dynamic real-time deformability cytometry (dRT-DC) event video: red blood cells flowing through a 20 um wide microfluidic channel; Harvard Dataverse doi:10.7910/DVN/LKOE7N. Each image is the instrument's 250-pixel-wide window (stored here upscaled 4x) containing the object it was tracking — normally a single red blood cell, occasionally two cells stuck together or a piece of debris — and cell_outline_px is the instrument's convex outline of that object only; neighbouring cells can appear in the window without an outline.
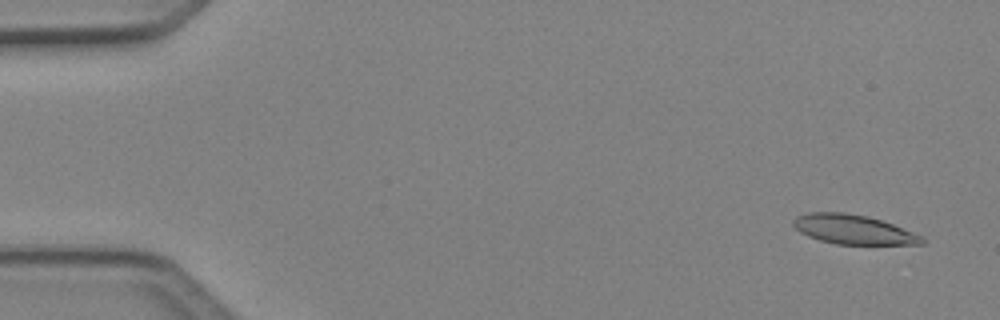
{"species": "Egyptian fruit bat (a non-hibernating species)", "species_latin": "Rousettus aegyptiacus", "temperature_condition": "cold", "stored_images_in_passage": 5, "camera_frame_rate_fps": 3000, "um_per_image_px": 0.085, "animal": {"sex": "female"}, "frame": {"image": 1, "passage_image": 1, "time_ms": 0.0, "image_size_px": [1000, 320], "cell_outline_px": [[928, 240], [924, 244], [836, 244], [820, 240], [808, 236], [800, 232], [792, 224], [792, 220], [796, 216], [808, 212], [844, 212], [868, 216], [892, 224], [924, 236]], "centroid_in_image_um": [72.54, 19.5], "position_along_channel_um": 12.5, "area_um2": 22.14}}
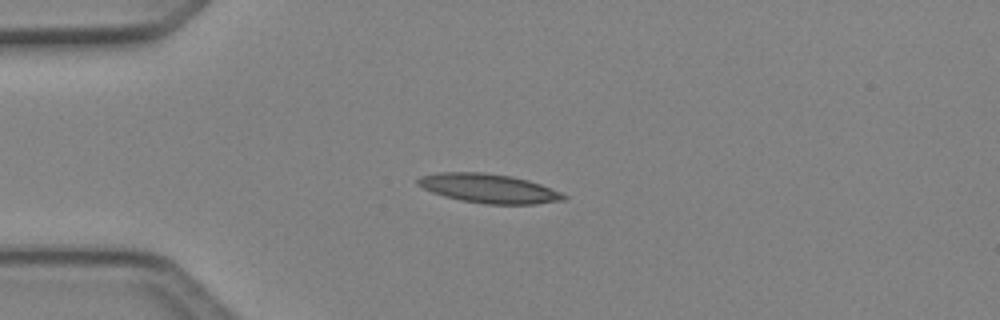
{"frame": {"image": 2, "passage_image": 4, "time_ms": 1.0, "image_size_px": [1000, 320], "cell_outline_px": [[568, 196], [564, 200], [536, 204], [484, 204], [460, 200], [444, 196], [432, 192], [416, 184], [416, 180], [420, 176], [436, 172], [480, 172], [512, 176], [528, 180], [540, 184], [560, 192]], "centroid_in_image_um": [41.52, 16.01], "position_along_channel_um": 43.5, "area_um2": 24.8}}
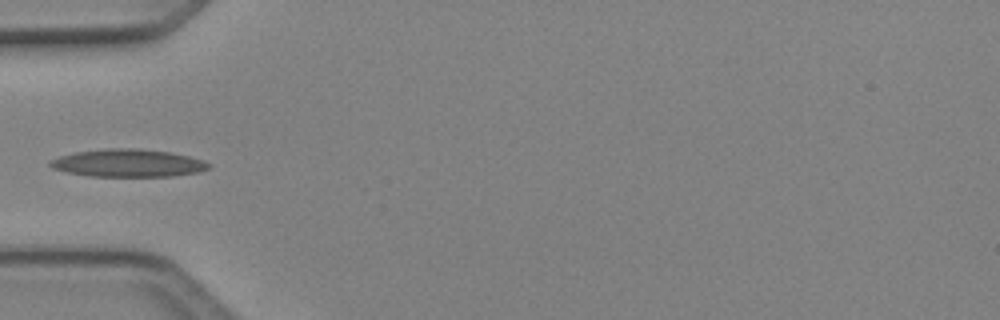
{"frame": {"image": 3, "passage_image": 5, "time_ms": 1.333, "image_size_px": [1000, 320], "cell_outline_px": [[212, 168], [196, 172], [172, 176], [88, 176], [64, 172], [52, 168], [48, 164], [48, 160], [60, 156], [76, 152], [108, 148], [140, 148], [168, 152], [188, 156], [204, 160], [212, 164]], "centroid_in_image_um": [10.87, 13.86], "position_along_channel_um": 74.1, "area_um2": 25.72}}